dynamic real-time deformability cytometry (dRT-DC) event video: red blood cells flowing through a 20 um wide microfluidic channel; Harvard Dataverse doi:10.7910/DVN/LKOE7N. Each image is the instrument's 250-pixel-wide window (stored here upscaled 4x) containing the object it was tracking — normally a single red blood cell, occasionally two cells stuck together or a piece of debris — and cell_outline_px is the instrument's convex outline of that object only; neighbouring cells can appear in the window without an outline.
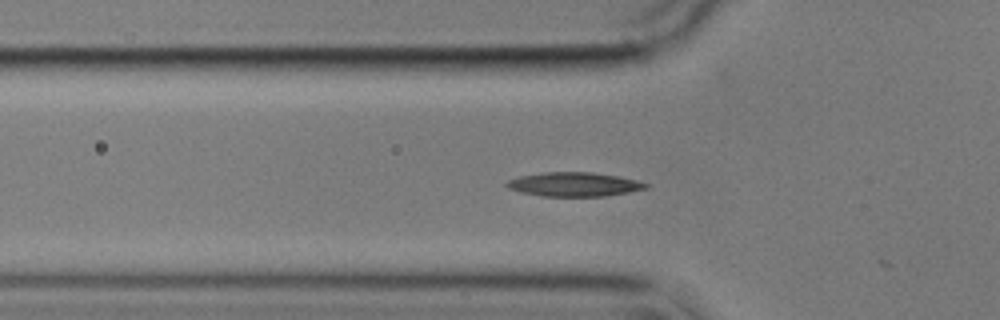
{"species": "common noctule bat (a hibernating species)", "species_latin": "Nyctalus noctula", "temperature_condition": "cold", "stored_images_in_passage": 10, "camera_frame_rate_fps": 3000, "um_per_image_px": 0.085, "animal": {"sex": "male", "body_mass_g": 17.9}, "frame": {"image": 1, "passage_image": 2, "time_ms": 0.333, "image_size_px": [1000, 320], "cell_outline_px": [[648, 188], [628, 192], [604, 196], [540, 196], [520, 192], [508, 188], [504, 184], [508, 180], [520, 176], [544, 172], [592, 172], [620, 176], [636, 180], [648, 184]], "centroid_in_image_um": [48.78, 15.66], "position_along_channel_um": 77.0, "area_um2": 19.54}}
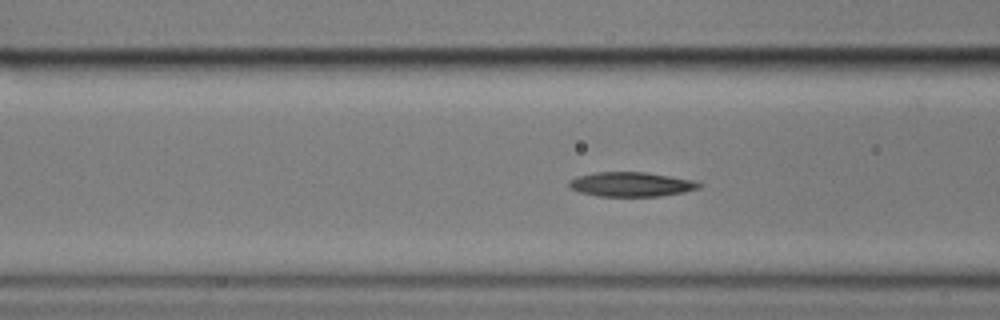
{"frame": {"image": 2, "passage_image": 5, "time_ms": 1.333, "image_size_px": [1000, 320], "cell_outline_px": [[704, 184], [700, 188], [684, 192], [660, 196], [596, 196], [580, 192], [572, 188], [568, 184], [568, 180], [576, 176], [596, 172], [644, 172], [696, 180]], "centroid_in_image_um": [53.68, 15.66], "position_along_channel_um": 112.9, "area_um2": 18.67}}
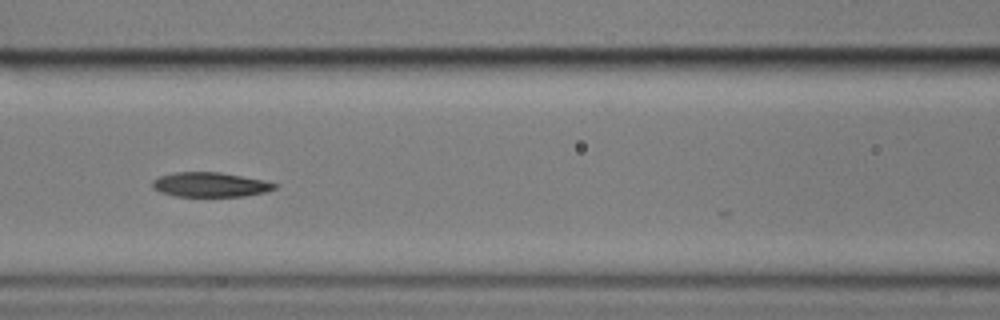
{"frame": {"image": 3, "passage_image": 8, "time_ms": 2.333, "image_size_px": [1000, 320], "cell_outline_px": [[280, 184], [276, 188], [268, 192], [244, 196], [176, 196], [160, 192], [152, 188], [152, 180], [160, 176], [176, 172], [220, 172], [264, 180]], "centroid_in_image_um": [17.9, 15.69], "position_along_channel_um": 148.7, "area_um2": 17.63}}